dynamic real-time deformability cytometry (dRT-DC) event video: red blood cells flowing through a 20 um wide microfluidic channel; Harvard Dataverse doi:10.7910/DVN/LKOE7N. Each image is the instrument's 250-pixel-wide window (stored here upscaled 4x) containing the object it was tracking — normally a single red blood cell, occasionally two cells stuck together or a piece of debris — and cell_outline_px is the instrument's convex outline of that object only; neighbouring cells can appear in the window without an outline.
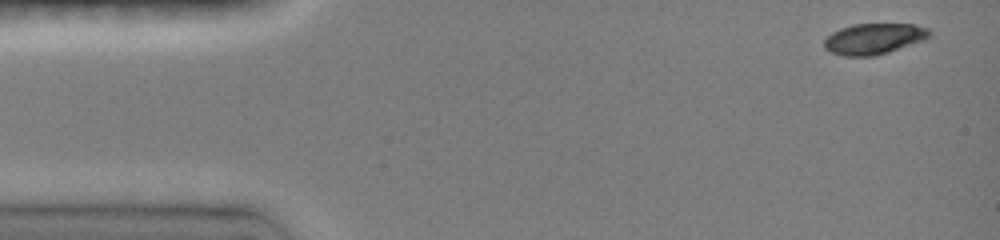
{"species": "common noctule bat (a hibernating species)", "species_latin": "Nyctalus noctula", "temperature_condition": "room temperature", "stored_images_in_passage": 9, "camera_frame_rate_fps": 3000, "um_per_image_px": 0.085, "animal": {"sex": "female", "body_mass_g": 19.0, "forearm_length_mm": 51.5}, "frame": {"image": 1, "passage_image": 1, "time_ms": 0.0, "image_size_px": [1000, 240], "cell_outline_px": [[932, 36], [924, 40], [876, 56], [844, 56], [832, 52], [824, 48], [824, 40], [832, 32], [840, 28], [852, 24], [916, 24], [928, 28], [932, 32]], "centroid_in_image_um": [74.31, 3.29], "position_along_channel_um": 10.7, "area_um2": 19.07}}
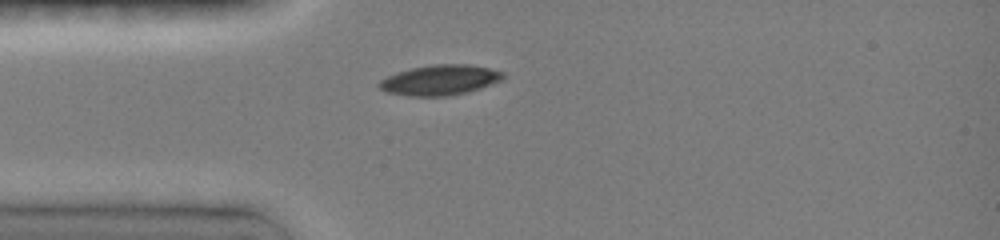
{"frame": {"image": 2, "passage_image": 7, "time_ms": 3.333, "image_size_px": [1000, 240], "cell_outline_px": [[504, 80], [468, 92], [448, 96], [408, 96], [384, 92], [376, 84], [380, 80], [396, 72], [412, 68], [432, 64], [468, 64], [488, 68], [504, 72]], "centroid_in_image_um": [37.38, 6.81], "position_along_channel_um": 47.6, "area_um2": 22.02}}